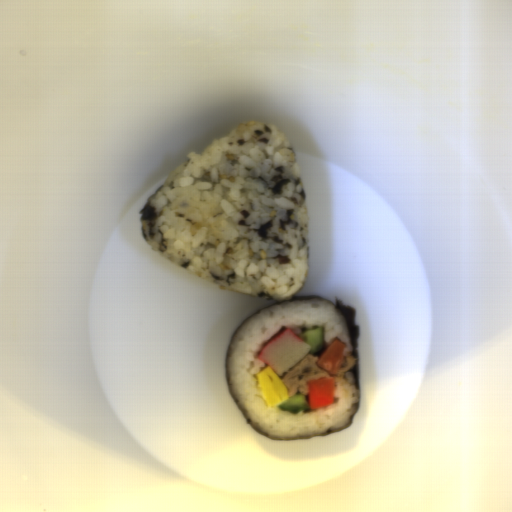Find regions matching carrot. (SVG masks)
Here are the masks:
<instances>
[{"instance_id": "obj_1", "label": "carrot", "mask_w": 512, "mask_h": 512, "mask_svg": "<svg viewBox=\"0 0 512 512\" xmlns=\"http://www.w3.org/2000/svg\"><path fill=\"white\" fill-rule=\"evenodd\" d=\"M308 404L310 409H317L333 404L335 393V378L323 377L316 380H309Z\"/></svg>"}, {"instance_id": "obj_2", "label": "carrot", "mask_w": 512, "mask_h": 512, "mask_svg": "<svg viewBox=\"0 0 512 512\" xmlns=\"http://www.w3.org/2000/svg\"><path fill=\"white\" fill-rule=\"evenodd\" d=\"M346 345L339 339H334L325 351L316 360L315 365L318 369L325 371L329 375H334L344 364V351Z\"/></svg>"}]
</instances>
